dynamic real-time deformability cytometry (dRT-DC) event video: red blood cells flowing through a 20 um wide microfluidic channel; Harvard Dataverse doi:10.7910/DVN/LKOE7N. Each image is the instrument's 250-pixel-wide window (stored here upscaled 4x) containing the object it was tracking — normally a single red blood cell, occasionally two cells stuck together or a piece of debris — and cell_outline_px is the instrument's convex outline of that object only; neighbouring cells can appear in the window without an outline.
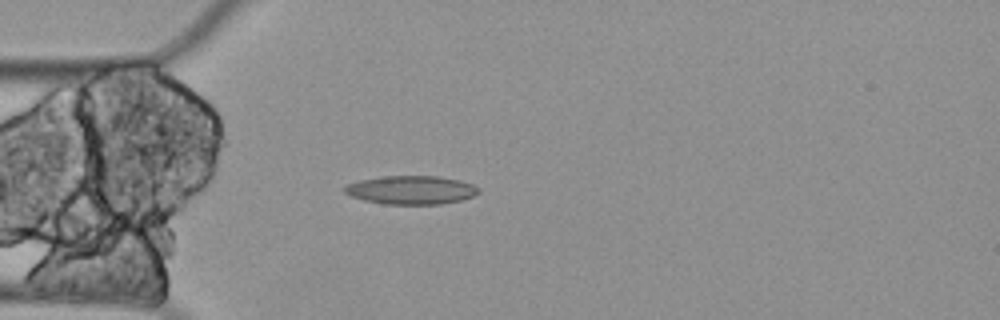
{"species": "Egyptian fruit bat (a non-hibernating species)", "species_latin": "Rousettus aegyptiacus", "temperature_condition": "cold", "stored_images_in_passage": 2, "camera_frame_rate_fps": 3000, "um_per_image_px": 0.085, "animal": {"sex": "female"}, "frame": {"image": 1, "passage_image": 2, "time_ms": 0.333, "image_size_px": [1000, 320], "cell_outline_px": [[480, 192], [472, 196], [460, 200], [440, 204], [384, 204], [364, 200], [352, 196], [344, 192], [344, 188], [348, 184], [360, 180], [384, 176], [436, 176], [460, 180], [472, 184], [480, 188]], "centroid_in_image_um": [34.96, 16.15], "position_along_channel_um": 50.0, "area_um2": 22.14}}